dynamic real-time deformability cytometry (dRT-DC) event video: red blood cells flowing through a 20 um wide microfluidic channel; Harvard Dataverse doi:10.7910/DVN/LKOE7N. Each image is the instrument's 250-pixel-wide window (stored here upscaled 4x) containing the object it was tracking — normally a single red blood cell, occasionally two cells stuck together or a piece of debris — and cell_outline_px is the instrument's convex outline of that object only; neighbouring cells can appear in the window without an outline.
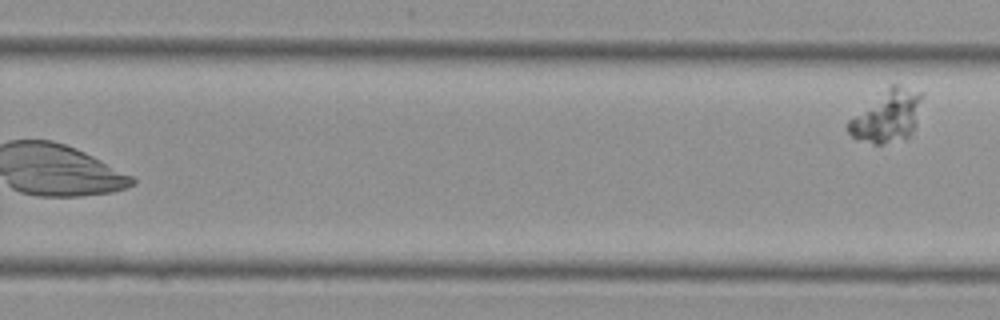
{"species": "Egyptian fruit bat (a non-hibernating species)", "species_latin": "Rousettus aegyptiacus", "temperature_condition": "cold", "stored_images_in_passage": 20, "camera_frame_rate_fps": 3000, "um_per_image_px": 0.085, "animal": {"sex": "female"}, "frame": {"image": 1, "passage_image": 20, "time_ms": 6.333, "image_size_px": [1000, 320], "cell_outline_px": [[924, 96], [916, 128], [904, 140], [884, 144], [872, 144], [856, 140], [848, 132], [848, 120], [892, 84], [896, 84], [924, 92]], "centroid_in_image_um": [75.47, 9.89], "position_along_channel_um": 254.3, "area_um2": 22.72}}